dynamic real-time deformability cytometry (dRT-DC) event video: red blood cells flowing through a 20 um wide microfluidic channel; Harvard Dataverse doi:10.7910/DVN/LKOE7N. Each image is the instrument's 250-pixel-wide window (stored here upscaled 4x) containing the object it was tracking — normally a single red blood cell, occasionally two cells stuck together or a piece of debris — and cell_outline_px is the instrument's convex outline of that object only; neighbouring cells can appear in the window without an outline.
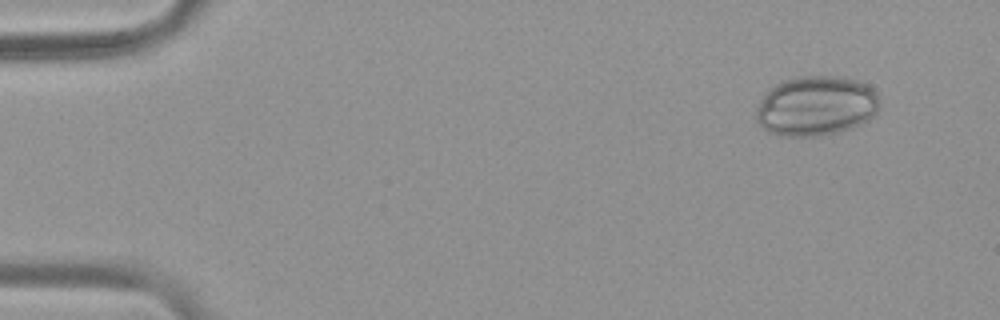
{"species": "common noctule bat (a hibernating species)", "species_latin": "Nyctalus noctula", "temperature_condition": "warm", "stored_images_in_passage": 6, "camera_frame_rate_fps": 3000, "um_per_image_px": 0.085, "animal": {"sex": "female", "body_mass_g": 19.9}, "frame": {"image": 1, "passage_image": 1, "time_ms": 0.0, "image_size_px": [1000, 320], "cell_outline_px": [[880, 104], [876, 112], [864, 124], [840, 132], [820, 136], [776, 136], [768, 132], [756, 120], [756, 108], [764, 92], [768, 88], [784, 80], [800, 76], [844, 76], [868, 84], [880, 96]], "centroid_in_image_um": [69.38, 9.0], "position_along_channel_um": 15.6, "area_um2": 43.87}}
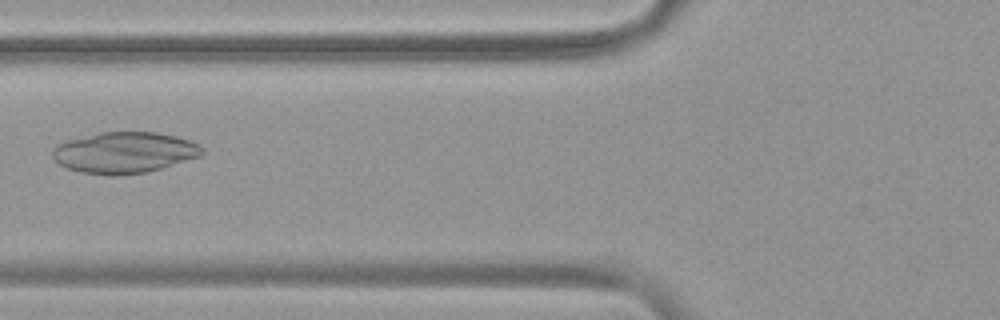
{"frame": {"image": 2, "passage_image": 6, "time_ms": 1.667, "image_size_px": [1000, 320], "cell_outline_px": [[204, 152], [200, 156], [160, 168], [144, 172], [120, 176], [108, 176], [80, 172], [64, 168], [52, 156], [52, 148], [56, 144], [68, 140], [100, 132], [156, 132], [176, 136], [200, 144], [204, 148]], "centroid_in_image_um": [10.54, 12.97], "position_along_channel_um": 115.3, "area_um2": 36.01}}